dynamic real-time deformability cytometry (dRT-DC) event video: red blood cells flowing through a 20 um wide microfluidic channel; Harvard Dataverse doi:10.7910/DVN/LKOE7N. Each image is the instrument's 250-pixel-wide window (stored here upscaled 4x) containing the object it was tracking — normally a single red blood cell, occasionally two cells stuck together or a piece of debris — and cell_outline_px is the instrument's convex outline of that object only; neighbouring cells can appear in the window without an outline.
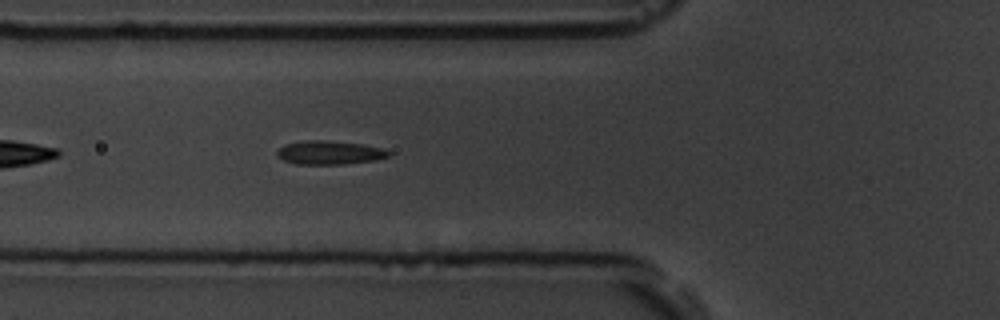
{"species": "common noctule bat (a hibernating species)", "species_latin": "Nyctalus noctula", "temperature_condition": "room temperature", "stored_images_in_passage": 6, "camera_frame_rate_fps": 3000, "um_per_image_px": 0.085, "animal": {"sex": "male", "body_mass_g": 19.5, "forearm_length_mm": 54.6}, "frame": {"image": 1, "passage_image": 6, "time_ms": 5.667, "image_size_px": [1000, 320], "cell_outline_px": [[392, 152], [388, 156], [376, 160], [344, 164], [296, 164], [284, 160], [276, 152], [284, 144], [300, 140], [324, 140], [364, 144], [380, 148]], "centroid_in_image_um": [28.01, 12.96], "position_along_channel_um": 97.8, "area_um2": 15.37}}